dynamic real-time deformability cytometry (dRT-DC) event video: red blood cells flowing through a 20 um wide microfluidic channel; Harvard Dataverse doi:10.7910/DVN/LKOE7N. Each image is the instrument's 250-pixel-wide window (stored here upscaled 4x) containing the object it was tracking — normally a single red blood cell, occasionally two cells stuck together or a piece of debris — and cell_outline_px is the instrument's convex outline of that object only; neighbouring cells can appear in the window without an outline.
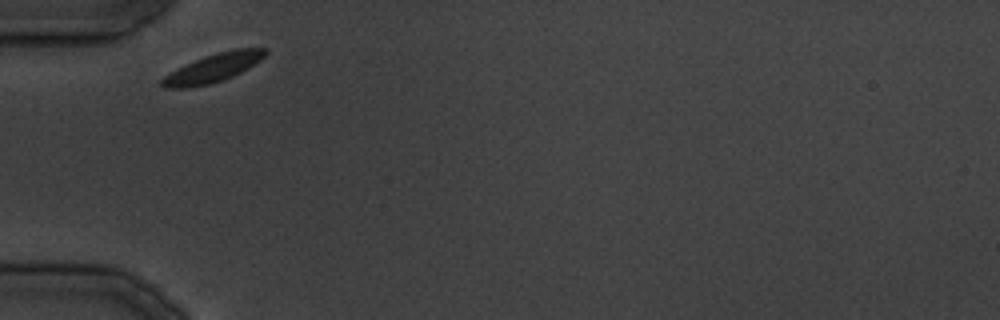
{"species": "common noctule bat (a hibernating species)", "species_latin": "Nyctalus noctula", "temperature_condition": "cold", "stored_images_in_passage": 20, "camera_frame_rate_fps": 3000, "um_per_image_px": 0.085, "animal": {"sex": "male", "body_mass_g": 19.5, "forearm_length_mm": 54.6}, "frame": {"image": 1, "passage_image": 1, "time_ms": 0.0, "image_size_px": [1000, 320], "cell_outline_px": [[268, 52], [260, 60], [248, 68], [232, 76], [208, 84], [184, 88], [164, 88], [160, 84], [160, 80], [164, 76], [204, 56], [236, 48], [268, 48]], "centroid_in_image_um": [18.14, 5.77], "position_along_channel_um": 66.9, "area_um2": 16.65}}
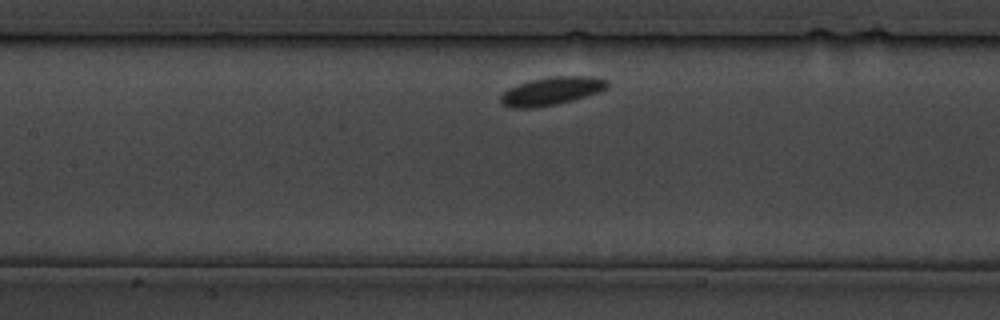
{"frame": {"image": 2, "passage_image": 7, "time_ms": 7.0, "image_size_px": [1000, 320], "cell_outline_px": [[608, 84], [604, 88], [596, 92], [572, 100], [556, 104], [532, 108], [512, 108], [504, 104], [500, 100], [500, 96], [508, 88], [532, 80], [552, 76], [592, 76], [608, 80]], "centroid_in_image_um": [46.85, 7.73], "position_along_channel_um": 160.5, "area_um2": 17.05}}
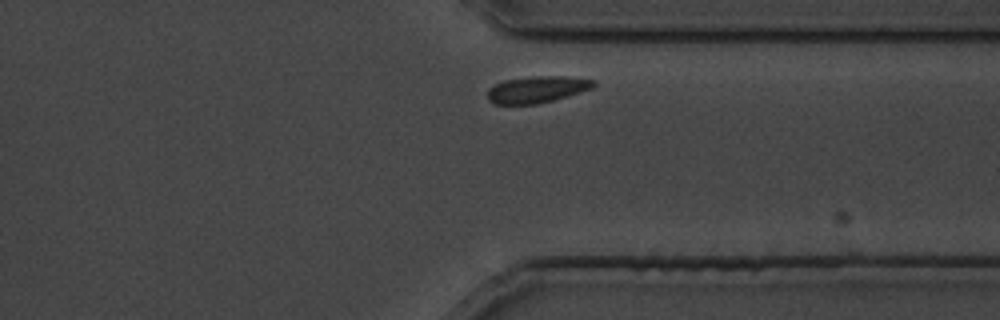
{"frame": {"image": 3, "passage_image": 19, "time_ms": 21.667, "image_size_px": [1000, 320], "cell_outline_px": [[596, 84], [592, 88], [580, 92], [552, 100], [536, 104], [492, 104], [488, 100], [488, 88], [504, 80], [532, 76], [568, 76], [596, 80]], "centroid_in_image_um": [45.64, 7.59], "position_along_channel_um": 365.8, "area_um2": 16.47}}